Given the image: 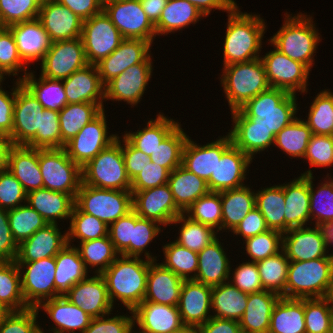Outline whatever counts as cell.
Returning <instances> with one entry per match:
<instances>
[{
    "label": "cell",
    "instance_id": "73",
    "mask_svg": "<svg viewBox=\"0 0 333 333\" xmlns=\"http://www.w3.org/2000/svg\"><path fill=\"white\" fill-rule=\"evenodd\" d=\"M18 245L9 227L8 210L0 207V262L15 261Z\"/></svg>",
    "mask_w": 333,
    "mask_h": 333
},
{
    "label": "cell",
    "instance_id": "15",
    "mask_svg": "<svg viewBox=\"0 0 333 333\" xmlns=\"http://www.w3.org/2000/svg\"><path fill=\"white\" fill-rule=\"evenodd\" d=\"M88 64L82 38L51 42L41 61V76L64 80Z\"/></svg>",
    "mask_w": 333,
    "mask_h": 333
},
{
    "label": "cell",
    "instance_id": "14",
    "mask_svg": "<svg viewBox=\"0 0 333 333\" xmlns=\"http://www.w3.org/2000/svg\"><path fill=\"white\" fill-rule=\"evenodd\" d=\"M261 59L271 88L282 89L292 94H297L296 91L308 92L310 70L304 64L294 61L275 47Z\"/></svg>",
    "mask_w": 333,
    "mask_h": 333
},
{
    "label": "cell",
    "instance_id": "70",
    "mask_svg": "<svg viewBox=\"0 0 333 333\" xmlns=\"http://www.w3.org/2000/svg\"><path fill=\"white\" fill-rule=\"evenodd\" d=\"M232 271L233 278L229 277L230 283L244 293L251 294L263 291L262 281L256 262H243Z\"/></svg>",
    "mask_w": 333,
    "mask_h": 333
},
{
    "label": "cell",
    "instance_id": "10",
    "mask_svg": "<svg viewBox=\"0 0 333 333\" xmlns=\"http://www.w3.org/2000/svg\"><path fill=\"white\" fill-rule=\"evenodd\" d=\"M16 263L20 272L22 295L30 308H36L45 300L61 296L55 288V257Z\"/></svg>",
    "mask_w": 333,
    "mask_h": 333
},
{
    "label": "cell",
    "instance_id": "75",
    "mask_svg": "<svg viewBox=\"0 0 333 333\" xmlns=\"http://www.w3.org/2000/svg\"><path fill=\"white\" fill-rule=\"evenodd\" d=\"M122 153L127 176L134 179L151 162L149 157L141 150L136 149L124 136L122 138Z\"/></svg>",
    "mask_w": 333,
    "mask_h": 333
},
{
    "label": "cell",
    "instance_id": "40",
    "mask_svg": "<svg viewBox=\"0 0 333 333\" xmlns=\"http://www.w3.org/2000/svg\"><path fill=\"white\" fill-rule=\"evenodd\" d=\"M55 288L62 296L88 277V269L74 245H66L56 256Z\"/></svg>",
    "mask_w": 333,
    "mask_h": 333
},
{
    "label": "cell",
    "instance_id": "3",
    "mask_svg": "<svg viewBox=\"0 0 333 333\" xmlns=\"http://www.w3.org/2000/svg\"><path fill=\"white\" fill-rule=\"evenodd\" d=\"M282 27L269 39L271 46L294 61L304 64L310 71L314 65V53L321 41L312 16L285 13ZM309 16V17H308Z\"/></svg>",
    "mask_w": 333,
    "mask_h": 333
},
{
    "label": "cell",
    "instance_id": "28",
    "mask_svg": "<svg viewBox=\"0 0 333 333\" xmlns=\"http://www.w3.org/2000/svg\"><path fill=\"white\" fill-rule=\"evenodd\" d=\"M62 81L67 104L95 103L104 109L105 85L101 81L96 65L87 64Z\"/></svg>",
    "mask_w": 333,
    "mask_h": 333
},
{
    "label": "cell",
    "instance_id": "69",
    "mask_svg": "<svg viewBox=\"0 0 333 333\" xmlns=\"http://www.w3.org/2000/svg\"><path fill=\"white\" fill-rule=\"evenodd\" d=\"M38 314L36 308L11 311L0 323V333H35L40 327L37 321Z\"/></svg>",
    "mask_w": 333,
    "mask_h": 333
},
{
    "label": "cell",
    "instance_id": "43",
    "mask_svg": "<svg viewBox=\"0 0 333 333\" xmlns=\"http://www.w3.org/2000/svg\"><path fill=\"white\" fill-rule=\"evenodd\" d=\"M205 17L199 9L186 0H168L167 5L155 24L157 35H168L186 28L190 24H196L199 19Z\"/></svg>",
    "mask_w": 333,
    "mask_h": 333
},
{
    "label": "cell",
    "instance_id": "34",
    "mask_svg": "<svg viewBox=\"0 0 333 333\" xmlns=\"http://www.w3.org/2000/svg\"><path fill=\"white\" fill-rule=\"evenodd\" d=\"M9 29L14 35L18 52L27 65L33 61H42L51 41L38 19L11 25Z\"/></svg>",
    "mask_w": 333,
    "mask_h": 333
},
{
    "label": "cell",
    "instance_id": "12",
    "mask_svg": "<svg viewBox=\"0 0 333 333\" xmlns=\"http://www.w3.org/2000/svg\"><path fill=\"white\" fill-rule=\"evenodd\" d=\"M81 38L86 60L92 65L108 57L124 40L104 11L83 21Z\"/></svg>",
    "mask_w": 333,
    "mask_h": 333
},
{
    "label": "cell",
    "instance_id": "47",
    "mask_svg": "<svg viewBox=\"0 0 333 333\" xmlns=\"http://www.w3.org/2000/svg\"><path fill=\"white\" fill-rule=\"evenodd\" d=\"M256 207L269 229L284 233L285 195L283 184L261 188L255 192Z\"/></svg>",
    "mask_w": 333,
    "mask_h": 333
},
{
    "label": "cell",
    "instance_id": "48",
    "mask_svg": "<svg viewBox=\"0 0 333 333\" xmlns=\"http://www.w3.org/2000/svg\"><path fill=\"white\" fill-rule=\"evenodd\" d=\"M301 175H309L310 219L315 220V226L326 227L333 222V177L331 174L330 177L327 174L328 180H324L317 186V190H314V177L311 169Z\"/></svg>",
    "mask_w": 333,
    "mask_h": 333
},
{
    "label": "cell",
    "instance_id": "25",
    "mask_svg": "<svg viewBox=\"0 0 333 333\" xmlns=\"http://www.w3.org/2000/svg\"><path fill=\"white\" fill-rule=\"evenodd\" d=\"M231 144L229 134L203 146L188 137L182 152V166L207 182L215 176L216 156H222Z\"/></svg>",
    "mask_w": 333,
    "mask_h": 333
},
{
    "label": "cell",
    "instance_id": "11",
    "mask_svg": "<svg viewBox=\"0 0 333 333\" xmlns=\"http://www.w3.org/2000/svg\"><path fill=\"white\" fill-rule=\"evenodd\" d=\"M103 11L120 31L124 39H142L153 44L155 25L143 11L140 0H109Z\"/></svg>",
    "mask_w": 333,
    "mask_h": 333
},
{
    "label": "cell",
    "instance_id": "41",
    "mask_svg": "<svg viewBox=\"0 0 333 333\" xmlns=\"http://www.w3.org/2000/svg\"><path fill=\"white\" fill-rule=\"evenodd\" d=\"M268 333H306L304 298L281 297L273 308Z\"/></svg>",
    "mask_w": 333,
    "mask_h": 333
},
{
    "label": "cell",
    "instance_id": "58",
    "mask_svg": "<svg viewBox=\"0 0 333 333\" xmlns=\"http://www.w3.org/2000/svg\"><path fill=\"white\" fill-rule=\"evenodd\" d=\"M68 229L67 242L71 245L75 238L84 242L108 236L109 226L93 215L81 212L74 205Z\"/></svg>",
    "mask_w": 333,
    "mask_h": 333
},
{
    "label": "cell",
    "instance_id": "9",
    "mask_svg": "<svg viewBox=\"0 0 333 333\" xmlns=\"http://www.w3.org/2000/svg\"><path fill=\"white\" fill-rule=\"evenodd\" d=\"M43 188L70 194L74 199L82 183V168L64 148L39 149Z\"/></svg>",
    "mask_w": 333,
    "mask_h": 333
},
{
    "label": "cell",
    "instance_id": "21",
    "mask_svg": "<svg viewBox=\"0 0 333 333\" xmlns=\"http://www.w3.org/2000/svg\"><path fill=\"white\" fill-rule=\"evenodd\" d=\"M253 160L233 143L216 156L215 176L207 181L210 192H220L245 186L247 169Z\"/></svg>",
    "mask_w": 333,
    "mask_h": 333
},
{
    "label": "cell",
    "instance_id": "57",
    "mask_svg": "<svg viewBox=\"0 0 333 333\" xmlns=\"http://www.w3.org/2000/svg\"><path fill=\"white\" fill-rule=\"evenodd\" d=\"M8 220L12 237L17 245L48 224L40 214L24 202L23 205L8 210Z\"/></svg>",
    "mask_w": 333,
    "mask_h": 333
},
{
    "label": "cell",
    "instance_id": "66",
    "mask_svg": "<svg viewBox=\"0 0 333 333\" xmlns=\"http://www.w3.org/2000/svg\"><path fill=\"white\" fill-rule=\"evenodd\" d=\"M108 236L115 250L123 256L132 257V226H135V211L109 225Z\"/></svg>",
    "mask_w": 333,
    "mask_h": 333
},
{
    "label": "cell",
    "instance_id": "31",
    "mask_svg": "<svg viewBox=\"0 0 333 333\" xmlns=\"http://www.w3.org/2000/svg\"><path fill=\"white\" fill-rule=\"evenodd\" d=\"M43 310L49 315L55 326L53 333H83L89 326L92 317L80 307L71 303L64 295L48 299L40 303L36 309Z\"/></svg>",
    "mask_w": 333,
    "mask_h": 333
},
{
    "label": "cell",
    "instance_id": "51",
    "mask_svg": "<svg viewBox=\"0 0 333 333\" xmlns=\"http://www.w3.org/2000/svg\"><path fill=\"white\" fill-rule=\"evenodd\" d=\"M312 131L304 119L296 118L275 136L274 145L293 158H304Z\"/></svg>",
    "mask_w": 333,
    "mask_h": 333
},
{
    "label": "cell",
    "instance_id": "6",
    "mask_svg": "<svg viewBox=\"0 0 333 333\" xmlns=\"http://www.w3.org/2000/svg\"><path fill=\"white\" fill-rule=\"evenodd\" d=\"M82 183L100 189L131 190L119 136L82 167Z\"/></svg>",
    "mask_w": 333,
    "mask_h": 333
},
{
    "label": "cell",
    "instance_id": "71",
    "mask_svg": "<svg viewBox=\"0 0 333 333\" xmlns=\"http://www.w3.org/2000/svg\"><path fill=\"white\" fill-rule=\"evenodd\" d=\"M131 316L116 315L112 318L105 316L92 318L89 326L83 333H134L135 329L133 312Z\"/></svg>",
    "mask_w": 333,
    "mask_h": 333
},
{
    "label": "cell",
    "instance_id": "4",
    "mask_svg": "<svg viewBox=\"0 0 333 333\" xmlns=\"http://www.w3.org/2000/svg\"><path fill=\"white\" fill-rule=\"evenodd\" d=\"M333 287V253L309 261H290L285 298L329 297Z\"/></svg>",
    "mask_w": 333,
    "mask_h": 333
},
{
    "label": "cell",
    "instance_id": "17",
    "mask_svg": "<svg viewBox=\"0 0 333 333\" xmlns=\"http://www.w3.org/2000/svg\"><path fill=\"white\" fill-rule=\"evenodd\" d=\"M131 192L133 210L141 218L156 221L161 226H170L183 214L176 206L168 184Z\"/></svg>",
    "mask_w": 333,
    "mask_h": 333
},
{
    "label": "cell",
    "instance_id": "80",
    "mask_svg": "<svg viewBox=\"0 0 333 333\" xmlns=\"http://www.w3.org/2000/svg\"><path fill=\"white\" fill-rule=\"evenodd\" d=\"M140 2L148 19L155 25L159 21L168 0H140Z\"/></svg>",
    "mask_w": 333,
    "mask_h": 333
},
{
    "label": "cell",
    "instance_id": "24",
    "mask_svg": "<svg viewBox=\"0 0 333 333\" xmlns=\"http://www.w3.org/2000/svg\"><path fill=\"white\" fill-rule=\"evenodd\" d=\"M212 298V287L195 280H184L180 293L178 309L182 323L197 328L206 323Z\"/></svg>",
    "mask_w": 333,
    "mask_h": 333
},
{
    "label": "cell",
    "instance_id": "56",
    "mask_svg": "<svg viewBox=\"0 0 333 333\" xmlns=\"http://www.w3.org/2000/svg\"><path fill=\"white\" fill-rule=\"evenodd\" d=\"M306 333L333 332V301L330 297L304 298Z\"/></svg>",
    "mask_w": 333,
    "mask_h": 333
},
{
    "label": "cell",
    "instance_id": "7",
    "mask_svg": "<svg viewBox=\"0 0 333 333\" xmlns=\"http://www.w3.org/2000/svg\"><path fill=\"white\" fill-rule=\"evenodd\" d=\"M296 94L269 88L248 101L240 110L247 117L262 119L275 136L297 117Z\"/></svg>",
    "mask_w": 333,
    "mask_h": 333
},
{
    "label": "cell",
    "instance_id": "22",
    "mask_svg": "<svg viewBox=\"0 0 333 333\" xmlns=\"http://www.w3.org/2000/svg\"><path fill=\"white\" fill-rule=\"evenodd\" d=\"M92 318L107 316L114 309L101 274L89 276L75 284L65 295Z\"/></svg>",
    "mask_w": 333,
    "mask_h": 333
},
{
    "label": "cell",
    "instance_id": "35",
    "mask_svg": "<svg viewBox=\"0 0 333 333\" xmlns=\"http://www.w3.org/2000/svg\"><path fill=\"white\" fill-rule=\"evenodd\" d=\"M218 238L198 252V270L195 281L211 287L228 282L230 261Z\"/></svg>",
    "mask_w": 333,
    "mask_h": 333
},
{
    "label": "cell",
    "instance_id": "44",
    "mask_svg": "<svg viewBox=\"0 0 333 333\" xmlns=\"http://www.w3.org/2000/svg\"><path fill=\"white\" fill-rule=\"evenodd\" d=\"M179 124L159 112L156 119H150L147 126L137 132H125L123 135L136 149L141 150L148 157L166 138V136Z\"/></svg>",
    "mask_w": 333,
    "mask_h": 333
},
{
    "label": "cell",
    "instance_id": "2",
    "mask_svg": "<svg viewBox=\"0 0 333 333\" xmlns=\"http://www.w3.org/2000/svg\"><path fill=\"white\" fill-rule=\"evenodd\" d=\"M149 265L148 259L120 255L101 273L113 306L117 298L127 310L133 311L143 302Z\"/></svg>",
    "mask_w": 333,
    "mask_h": 333
},
{
    "label": "cell",
    "instance_id": "72",
    "mask_svg": "<svg viewBox=\"0 0 333 333\" xmlns=\"http://www.w3.org/2000/svg\"><path fill=\"white\" fill-rule=\"evenodd\" d=\"M170 172L156 163L149 162L142 171L131 180V191H142L168 183Z\"/></svg>",
    "mask_w": 333,
    "mask_h": 333
},
{
    "label": "cell",
    "instance_id": "29",
    "mask_svg": "<svg viewBox=\"0 0 333 333\" xmlns=\"http://www.w3.org/2000/svg\"><path fill=\"white\" fill-rule=\"evenodd\" d=\"M132 312L134 324L139 326L134 333H167L184 325L178 306L143 301Z\"/></svg>",
    "mask_w": 333,
    "mask_h": 333
},
{
    "label": "cell",
    "instance_id": "46",
    "mask_svg": "<svg viewBox=\"0 0 333 333\" xmlns=\"http://www.w3.org/2000/svg\"><path fill=\"white\" fill-rule=\"evenodd\" d=\"M29 72L21 82L37 98L44 109L59 112L67 105L66 93L62 80L48 79L40 75L39 79Z\"/></svg>",
    "mask_w": 333,
    "mask_h": 333
},
{
    "label": "cell",
    "instance_id": "54",
    "mask_svg": "<svg viewBox=\"0 0 333 333\" xmlns=\"http://www.w3.org/2000/svg\"><path fill=\"white\" fill-rule=\"evenodd\" d=\"M178 124L155 149L150 161L165 167L169 172L182 165V152L188 135Z\"/></svg>",
    "mask_w": 333,
    "mask_h": 333
},
{
    "label": "cell",
    "instance_id": "62",
    "mask_svg": "<svg viewBox=\"0 0 333 333\" xmlns=\"http://www.w3.org/2000/svg\"><path fill=\"white\" fill-rule=\"evenodd\" d=\"M245 244L246 253L252 259L251 262H258L282 250L283 233L269 229L256 236L245 239Z\"/></svg>",
    "mask_w": 333,
    "mask_h": 333
},
{
    "label": "cell",
    "instance_id": "37",
    "mask_svg": "<svg viewBox=\"0 0 333 333\" xmlns=\"http://www.w3.org/2000/svg\"><path fill=\"white\" fill-rule=\"evenodd\" d=\"M280 298L266 290L248 294L247 306L239 321L242 333H268L273 308Z\"/></svg>",
    "mask_w": 333,
    "mask_h": 333
},
{
    "label": "cell",
    "instance_id": "42",
    "mask_svg": "<svg viewBox=\"0 0 333 333\" xmlns=\"http://www.w3.org/2000/svg\"><path fill=\"white\" fill-rule=\"evenodd\" d=\"M248 294L229 281L212 287L213 317L240 321L247 306Z\"/></svg>",
    "mask_w": 333,
    "mask_h": 333
},
{
    "label": "cell",
    "instance_id": "38",
    "mask_svg": "<svg viewBox=\"0 0 333 333\" xmlns=\"http://www.w3.org/2000/svg\"><path fill=\"white\" fill-rule=\"evenodd\" d=\"M176 206L184 213L197 199L210 192L207 182L182 165L169 174L168 183Z\"/></svg>",
    "mask_w": 333,
    "mask_h": 333
},
{
    "label": "cell",
    "instance_id": "78",
    "mask_svg": "<svg viewBox=\"0 0 333 333\" xmlns=\"http://www.w3.org/2000/svg\"><path fill=\"white\" fill-rule=\"evenodd\" d=\"M196 333H242L240 323L235 320L211 317L196 328Z\"/></svg>",
    "mask_w": 333,
    "mask_h": 333
},
{
    "label": "cell",
    "instance_id": "65",
    "mask_svg": "<svg viewBox=\"0 0 333 333\" xmlns=\"http://www.w3.org/2000/svg\"><path fill=\"white\" fill-rule=\"evenodd\" d=\"M162 227L156 221L139 217L135 212V226H132V257H140L144 251V256L150 261L157 260L152 257L146 247L155 240Z\"/></svg>",
    "mask_w": 333,
    "mask_h": 333
},
{
    "label": "cell",
    "instance_id": "20",
    "mask_svg": "<svg viewBox=\"0 0 333 333\" xmlns=\"http://www.w3.org/2000/svg\"><path fill=\"white\" fill-rule=\"evenodd\" d=\"M313 227L290 228L283 233L282 249L289 261H309L329 255L325 227Z\"/></svg>",
    "mask_w": 333,
    "mask_h": 333
},
{
    "label": "cell",
    "instance_id": "27",
    "mask_svg": "<svg viewBox=\"0 0 333 333\" xmlns=\"http://www.w3.org/2000/svg\"><path fill=\"white\" fill-rule=\"evenodd\" d=\"M66 245L67 233L62 234L57 224H47L18 245L15 262L55 257Z\"/></svg>",
    "mask_w": 333,
    "mask_h": 333
},
{
    "label": "cell",
    "instance_id": "68",
    "mask_svg": "<svg viewBox=\"0 0 333 333\" xmlns=\"http://www.w3.org/2000/svg\"><path fill=\"white\" fill-rule=\"evenodd\" d=\"M304 159L311 167L333 165V136L312 134Z\"/></svg>",
    "mask_w": 333,
    "mask_h": 333
},
{
    "label": "cell",
    "instance_id": "33",
    "mask_svg": "<svg viewBox=\"0 0 333 333\" xmlns=\"http://www.w3.org/2000/svg\"><path fill=\"white\" fill-rule=\"evenodd\" d=\"M285 215L284 233L290 228L305 227L310 219V192L309 175H301L298 178L284 184Z\"/></svg>",
    "mask_w": 333,
    "mask_h": 333
},
{
    "label": "cell",
    "instance_id": "8",
    "mask_svg": "<svg viewBox=\"0 0 333 333\" xmlns=\"http://www.w3.org/2000/svg\"><path fill=\"white\" fill-rule=\"evenodd\" d=\"M75 206L109 226L133 209L132 192L100 189L81 183L75 197Z\"/></svg>",
    "mask_w": 333,
    "mask_h": 333
},
{
    "label": "cell",
    "instance_id": "64",
    "mask_svg": "<svg viewBox=\"0 0 333 333\" xmlns=\"http://www.w3.org/2000/svg\"><path fill=\"white\" fill-rule=\"evenodd\" d=\"M40 5L35 0H0V23L11 26L38 18Z\"/></svg>",
    "mask_w": 333,
    "mask_h": 333
},
{
    "label": "cell",
    "instance_id": "76",
    "mask_svg": "<svg viewBox=\"0 0 333 333\" xmlns=\"http://www.w3.org/2000/svg\"><path fill=\"white\" fill-rule=\"evenodd\" d=\"M267 230H269V228L266 225L263 215L261 214L260 210L255 207L237 225V227L232 231V233L236 234V236L241 235L244 241L249 237L256 236Z\"/></svg>",
    "mask_w": 333,
    "mask_h": 333
},
{
    "label": "cell",
    "instance_id": "55",
    "mask_svg": "<svg viewBox=\"0 0 333 333\" xmlns=\"http://www.w3.org/2000/svg\"><path fill=\"white\" fill-rule=\"evenodd\" d=\"M162 247L165 261L161 264L183 280H194L198 270V253L175 241H170Z\"/></svg>",
    "mask_w": 333,
    "mask_h": 333
},
{
    "label": "cell",
    "instance_id": "67",
    "mask_svg": "<svg viewBox=\"0 0 333 333\" xmlns=\"http://www.w3.org/2000/svg\"><path fill=\"white\" fill-rule=\"evenodd\" d=\"M27 201V192L15 176L6 168L0 172V207L11 210Z\"/></svg>",
    "mask_w": 333,
    "mask_h": 333
},
{
    "label": "cell",
    "instance_id": "32",
    "mask_svg": "<svg viewBox=\"0 0 333 333\" xmlns=\"http://www.w3.org/2000/svg\"><path fill=\"white\" fill-rule=\"evenodd\" d=\"M7 169L27 193L43 188L39 149L25 145H11L7 153Z\"/></svg>",
    "mask_w": 333,
    "mask_h": 333
},
{
    "label": "cell",
    "instance_id": "61",
    "mask_svg": "<svg viewBox=\"0 0 333 333\" xmlns=\"http://www.w3.org/2000/svg\"><path fill=\"white\" fill-rule=\"evenodd\" d=\"M25 146L36 149L62 148L59 112L45 109L41 115L40 130Z\"/></svg>",
    "mask_w": 333,
    "mask_h": 333
},
{
    "label": "cell",
    "instance_id": "1",
    "mask_svg": "<svg viewBox=\"0 0 333 333\" xmlns=\"http://www.w3.org/2000/svg\"><path fill=\"white\" fill-rule=\"evenodd\" d=\"M237 4L228 12L223 47V66L261 58L266 23L257 14L239 11ZM260 56V57H259Z\"/></svg>",
    "mask_w": 333,
    "mask_h": 333
},
{
    "label": "cell",
    "instance_id": "79",
    "mask_svg": "<svg viewBox=\"0 0 333 333\" xmlns=\"http://www.w3.org/2000/svg\"><path fill=\"white\" fill-rule=\"evenodd\" d=\"M196 6L206 17L212 9L226 11L227 13L237 4L234 0H186Z\"/></svg>",
    "mask_w": 333,
    "mask_h": 333
},
{
    "label": "cell",
    "instance_id": "50",
    "mask_svg": "<svg viewBox=\"0 0 333 333\" xmlns=\"http://www.w3.org/2000/svg\"><path fill=\"white\" fill-rule=\"evenodd\" d=\"M0 303L10 311L30 308L22 295L20 272L15 261L0 262Z\"/></svg>",
    "mask_w": 333,
    "mask_h": 333
},
{
    "label": "cell",
    "instance_id": "19",
    "mask_svg": "<svg viewBox=\"0 0 333 333\" xmlns=\"http://www.w3.org/2000/svg\"><path fill=\"white\" fill-rule=\"evenodd\" d=\"M151 54L142 62L128 67L105 84V99L124 101L136 106L142 99L152 75Z\"/></svg>",
    "mask_w": 333,
    "mask_h": 333
},
{
    "label": "cell",
    "instance_id": "39",
    "mask_svg": "<svg viewBox=\"0 0 333 333\" xmlns=\"http://www.w3.org/2000/svg\"><path fill=\"white\" fill-rule=\"evenodd\" d=\"M222 203V229L233 231L256 207L255 192L247 185L220 191Z\"/></svg>",
    "mask_w": 333,
    "mask_h": 333
},
{
    "label": "cell",
    "instance_id": "23",
    "mask_svg": "<svg viewBox=\"0 0 333 333\" xmlns=\"http://www.w3.org/2000/svg\"><path fill=\"white\" fill-rule=\"evenodd\" d=\"M37 19L51 42L81 37L84 20L56 0H46L40 5Z\"/></svg>",
    "mask_w": 333,
    "mask_h": 333
},
{
    "label": "cell",
    "instance_id": "16",
    "mask_svg": "<svg viewBox=\"0 0 333 333\" xmlns=\"http://www.w3.org/2000/svg\"><path fill=\"white\" fill-rule=\"evenodd\" d=\"M16 99L13 108L11 145H26L40 130L44 107L30 90L17 78Z\"/></svg>",
    "mask_w": 333,
    "mask_h": 333
},
{
    "label": "cell",
    "instance_id": "26",
    "mask_svg": "<svg viewBox=\"0 0 333 333\" xmlns=\"http://www.w3.org/2000/svg\"><path fill=\"white\" fill-rule=\"evenodd\" d=\"M151 43L142 39H124L108 57L96 64L105 85L128 67L142 63L151 53Z\"/></svg>",
    "mask_w": 333,
    "mask_h": 333
},
{
    "label": "cell",
    "instance_id": "49",
    "mask_svg": "<svg viewBox=\"0 0 333 333\" xmlns=\"http://www.w3.org/2000/svg\"><path fill=\"white\" fill-rule=\"evenodd\" d=\"M289 263L283 249L275 255L256 262L264 290L285 297Z\"/></svg>",
    "mask_w": 333,
    "mask_h": 333
},
{
    "label": "cell",
    "instance_id": "77",
    "mask_svg": "<svg viewBox=\"0 0 333 333\" xmlns=\"http://www.w3.org/2000/svg\"><path fill=\"white\" fill-rule=\"evenodd\" d=\"M58 3L68 7L74 14L82 20L91 18L103 11L101 0H56Z\"/></svg>",
    "mask_w": 333,
    "mask_h": 333
},
{
    "label": "cell",
    "instance_id": "18",
    "mask_svg": "<svg viewBox=\"0 0 333 333\" xmlns=\"http://www.w3.org/2000/svg\"><path fill=\"white\" fill-rule=\"evenodd\" d=\"M231 115L234 124L228 134L232 143L251 159H254L255 154L274 145L275 135L262 119L247 117L240 109L231 111Z\"/></svg>",
    "mask_w": 333,
    "mask_h": 333
},
{
    "label": "cell",
    "instance_id": "59",
    "mask_svg": "<svg viewBox=\"0 0 333 333\" xmlns=\"http://www.w3.org/2000/svg\"><path fill=\"white\" fill-rule=\"evenodd\" d=\"M304 122L312 134L333 136V92L325 89L317 93Z\"/></svg>",
    "mask_w": 333,
    "mask_h": 333
},
{
    "label": "cell",
    "instance_id": "60",
    "mask_svg": "<svg viewBox=\"0 0 333 333\" xmlns=\"http://www.w3.org/2000/svg\"><path fill=\"white\" fill-rule=\"evenodd\" d=\"M189 219L222 230V203L219 192H209L192 203L183 213Z\"/></svg>",
    "mask_w": 333,
    "mask_h": 333
},
{
    "label": "cell",
    "instance_id": "63",
    "mask_svg": "<svg viewBox=\"0 0 333 333\" xmlns=\"http://www.w3.org/2000/svg\"><path fill=\"white\" fill-rule=\"evenodd\" d=\"M27 64L22 60L13 33L9 29L0 40V77L18 76L19 72L23 73V77H19L21 81L27 74ZM18 72V73H17Z\"/></svg>",
    "mask_w": 333,
    "mask_h": 333
},
{
    "label": "cell",
    "instance_id": "52",
    "mask_svg": "<svg viewBox=\"0 0 333 333\" xmlns=\"http://www.w3.org/2000/svg\"><path fill=\"white\" fill-rule=\"evenodd\" d=\"M79 247L75 246L86 268H96L94 273L101 274L120 256L115 250L109 236L99 239L79 242Z\"/></svg>",
    "mask_w": 333,
    "mask_h": 333
},
{
    "label": "cell",
    "instance_id": "5",
    "mask_svg": "<svg viewBox=\"0 0 333 333\" xmlns=\"http://www.w3.org/2000/svg\"><path fill=\"white\" fill-rule=\"evenodd\" d=\"M222 71L220 82L231 111L239 110L255 96L270 88L261 58L226 65Z\"/></svg>",
    "mask_w": 333,
    "mask_h": 333
},
{
    "label": "cell",
    "instance_id": "74",
    "mask_svg": "<svg viewBox=\"0 0 333 333\" xmlns=\"http://www.w3.org/2000/svg\"><path fill=\"white\" fill-rule=\"evenodd\" d=\"M4 80L5 78L0 80V135L9 138L13 130V108L16 99V85L12 88V92L5 91L1 86Z\"/></svg>",
    "mask_w": 333,
    "mask_h": 333
},
{
    "label": "cell",
    "instance_id": "36",
    "mask_svg": "<svg viewBox=\"0 0 333 333\" xmlns=\"http://www.w3.org/2000/svg\"><path fill=\"white\" fill-rule=\"evenodd\" d=\"M26 204L40 214L48 224H58L57 219H70L75 199L70 194L41 188L27 193Z\"/></svg>",
    "mask_w": 333,
    "mask_h": 333
},
{
    "label": "cell",
    "instance_id": "45",
    "mask_svg": "<svg viewBox=\"0 0 333 333\" xmlns=\"http://www.w3.org/2000/svg\"><path fill=\"white\" fill-rule=\"evenodd\" d=\"M103 109L95 103H70L59 111L62 148Z\"/></svg>",
    "mask_w": 333,
    "mask_h": 333
},
{
    "label": "cell",
    "instance_id": "53",
    "mask_svg": "<svg viewBox=\"0 0 333 333\" xmlns=\"http://www.w3.org/2000/svg\"><path fill=\"white\" fill-rule=\"evenodd\" d=\"M174 223H181L180 234L174 241L191 251L198 253L217 238L218 232L212 227L193 221L184 214L179 215L171 224Z\"/></svg>",
    "mask_w": 333,
    "mask_h": 333
},
{
    "label": "cell",
    "instance_id": "13",
    "mask_svg": "<svg viewBox=\"0 0 333 333\" xmlns=\"http://www.w3.org/2000/svg\"><path fill=\"white\" fill-rule=\"evenodd\" d=\"M104 111L105 109L65 144L64 149L69 158L81 168L117 140L118 134L108 136Z\"/></svg>",
    "mask_w": 333,
    "mask_h": 333
},
{
    "label": "cell",
    "instance_id": "30",
    "mask_svg": "<svg viewBox=\"0 0 333 333\" xmlns=\"http://www.w3.org/2000/svg\"><path fill=\"white\" fill-rule=\"evenodd\" d=\"M156 261H150L143 301L178 306L184 280Z\"/></svg>",
    "mask_w": 333,
    "mask_h": 333
}]
</instances>
